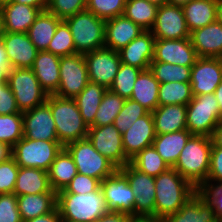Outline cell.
I'll return each instance as SVG.
<instances>
[{
    "instance_id": "cell-3",
    "label": "cell",
    "mask_w": 222,
    "mask_h": 222,
    "mask_svg": "<svg viewBox=\"0 0 222 222\" xmlns=\"http://www.w3.org/2000/svg\"><path fill=\"white\" fill-rule=\"evenodd\" d=\"M46 102L52 112L58 141L63 147L87 138L89 127L84 122L74 98H62L51 94L48 95Z\"/></svg>"
},
{
    "instance_id": "cell-35",
    "label": "cell",
    "mask_w": 222,
    "mask_h": 222,
    "mask_svg": "<svg viewBox=\"0 0 222 222\" xmlns=\"http://www.w3.org/2000/svg\"><path fill=\"white\" fill-rule=\"evenodd\" d=\"M106 90L104 86L89 81L86 87L74 98L88 127L94 123L96 112Z\"/></svg>"
},
{
    "instance_id": "cell-44",
    "label": "cell",
    "mask_w": 222,
    "mask_h": 222,
    "mask_svg": "<svg viewBox=\"0 0 222 222\" xmlns=\"http://www.w3.org/2000/svg\"><path fill=\"white\" fill-rule=\"evenodd\" d=\"M149 111L132 99H126L122 110L116 116L113 125L123 134L140 117L147 115Z\"/></svg>"
},
{
    "instance_id": "cell-28",
    "label": "cell",
    "mask_w": 222,
    "mask_h": 222,
    "mask_svg": "<svg viewBox=\"0 0 222 222\" xmlns=\"http://www.w3.org/2000/svg\"><path fill=\"white\" fill-rule=\"evenodd\" d=\"M55 192L49 182L47 171L37 168L19 167L14 194L33 195Z\"/></svg>"
},
{
    "instance_id": "cell-1",
    "label": "cell",
    "mask_w": 222,
    "mask_h": 222,
    "mask_svg": "<svg viewBox=\"0 0 222 222\" xmlns=\"http://www.w3.org/2000/svg\"><path fill=\"white\" fill-rule=\"evenodd\" d=\"M212 149L211 137L192 135L173 167L196 189L207 180Z\"/></svg>"
},
{
    "instance_id": "cell-36",
    "label": "cell",
    "mask_w": 222,
    "mask_h": 222,
    "mask_svg": "<svg viewBox=\"0 0 222 222\" xmlns=\"http://www.w3.org/2000/svg\"><path fill=\"white\" fill-rule=\"evenodd\" d=\"M158 7L148 0H127L123 15L145 31H150L155 22Z\"/></svg>"
},
{
    "instance_id": "cell-62",
    "label": "cell",
    "mask_w": 222,
    "mask_h": 222,
    "mask_svg": "<svg viewBox=\"0 0 222 222\" xmlns=\"http://www.w3.org/2000/svg\"><path fill=\"white\" fill-rule=\"evenodd\" d=\"M216 20L222 23V0H216Z\"/></svg>"
},
{
    "instance_id": "cell-13",
    "label": "cell",
    "mask_w": 222,
    "mask_h": 222,
    "mask_svg": "<svg viewBox=\"0 0 222 222\" xmlns=\"http://www.w3.org/2000/svg\"><path fill=\"white\" fill-rule=\"evenodd\" d=\"M100 188L110 211L135 216V196L127 177L119 169L101 181Z\"/></svg>"
},
{
    "instance_id": "cell-43",
    "label": "cell",
    "mask_w": 222,
    "mask_h": 222,
    "mask_svg": "<svg viewBox=\"0 0 222 222\" xmlns=\"http://www.w3.org/2000/svg\"><path fill=\"white\" fill-rule=\"evenodd\" d=\"M46 51L60 57L76 54L72 34L64 20L59 22L56 32Z\"/></svg>"
},
{
    "instance_id": "cell-24",
    "label": "cell",
    "mask_w": 222,
    "mask_h": 222,
    "mask_svg": "<svg viewBox=\"0 0 222 222\" xmlns=\"http://www.w3.org/2000/svg\"><path fill=\"white\" fill-rule=\"evenodd\" d=\"M143 31L145 30L124 15L108 19L105 23L104 46L119 51Z\"/></svg>"
},
{
    "instance_id": "cell-48",
    "label": "cell",
    "mask_w": 222,
    "mask_h": 222,
    "mask_svg": "<svg viewBox=\"0 0 222 222\" xmlns=\"http://www.w3.org/2000/svg\"><path fill=\"white\" fill-rule=\"evenodd\" d=\"M19 166L12 156L0 163V194L14 193Z\"/></svg>"
},
{
    "instance_id": "cell-40",
    "label": "cell",
    "mask_w": 222,
    "mask_h": 222,
    "mask_svg": "<svg viewBox=\"0 0 222 222\" xmlns=\"http://www.w3.org/2000/svg\"><path fill=\"white\" fill-rule=\"evenodd\" d=\"M149 70L160 84L168 82H190L191 67L165 62H151Z\"/></svg>"
},
{
    "instance_id": "cell-26",
    "label": "cell",
    "mask_w": 222,
    "mask_h": 222,
    "mask_svg": "<svg viewBox=\"0 0 222 222\" xmlns=\"http://www.w3.org/2000/svg\"><path fill=\"white\" fill-rule=\"evenodd\" d=\"M152 115L156 134L172 133L187 129L186 105H159L152 112Z\"/></svg>"
},
{
    "instance_id": "cell-41",
    "label": "cell",
    "mask_w": 222,
    "mask_h": 222,
    "mask_svg": "<svg viewBox=\"0 0 222 222\" xmlns=\"http://www.w3.org/2000/svg\"><path fill=\"white\" fill-rule=\"evenodd\" d=\"M22 137V113L0 115V143L12 148Z\"/></svg>"
},
{
    "instance_id": "cell-2",
    "label": "cell",
    "mask_w": 222,
    "mask_h": 222,
    "mask_svg": "<svg viewBox=\"0 0 222 222\" xmlns=\"http://www.w3.org/2000/svg\"><path fill=\"white\" fill-rule=\"evenodd\" d=\"M155 188V216L162 218L176 213L197 192L174 168L155 177Z\"/></svg>"
},
{
    "instance_id": "cell-50",
    "label": "cell",
    "mask_w": 222,
    "mask_h": 222,
    "mask_svg": "<svg viewBox=\"0 0 222 222\" xmlns=\"http://www.w3.org/2000/svg\"><path fill=\"white\" fill-rule=\"evenodd\" d=\"M0 222H23L14 193L0 194Z\"/></svg>"
},
{
    "instance_id": "cell-18",
    "label": "cell",
    "mask_w": 222,
    "mask_h": 222,
    "mask_svg": "<svg viewBox=\"0 0 222 222\" xmlns=\"http://www.w3.org/2000/svg\"><path fill=\"white\" fill-rule=\"evenodd\" d=\"M222 81V58L199 57L191 67L192 95L214 93Z\"/></svg>"
},
{
    "instance_id": "cell-25",
    "label": "cell",
    "mask_w": 222,
    "mask_h": 222,
    "mask_svg": "<svg viewBox=\"0 0 222 222\" xmlns=\"http://www.w3.org/2000/svg\"><path fill=\"white\" fill-rule=\"evenodd\" d=\"M59 65L60 56L44 50L38 52L31 68L39 84L48 95L54 94L58 90L60 82Z\"/></svg>"
},
{
    "instance_id": "cell-30",
    "label": "cell",
    "mask_w": 222,
    "mask_h": 222,
    "mask_svg": "<svg viewBox=\"0 0 222 222\" xmlns=\"http://www.w3.org/2000/svg\"><path fill=\"white\" fill-rule=\"evenodd\" d=\"M191 136L192 134L187 129L172 133L156 134L152 145L168 166L173 168Z\"/></svg>"
},
{
    "instance_id": "cell-20",
    "label": "cell",
    "mask_w": 222,
    "mask_h": 222,
    "mask_svg": "<svg viewBox=\"0 0 222 222\" xmlns=\"http://www.w3.org/2000/svg\"><path fill=\"white\" fill-rule=\"evenodd\" d=\"M12 68H32L38 50L27 33L5 32L1 38Z\"/></svg>"
},
{
    "instance_id": "cell-49",
    "label": "cell",
    "mask_w": 222,
    "mask_h": 222,
    "mask_svg": "<svg viewBox=\"0 0 222 222\" xmlns=\"http://www.w3.org/2000/svg\"><path fill=\"white\" fill-rule=\"evenodd\" d=\"M100 181L90 176L78 173L64 190L58 193H74V194H89L100 188Z\"/></svg>"
},
{
    "instance_id": "cell-66",
    "label": "cell",
    "mask_w": 222,
    "mask_h": 222,
    "mask_svg": "<svg viewBox=\"0 0 222 222\" xmlns=\"http://www.w3.org/2000/svg\"><path fill=\"white\" fill-rule=\"evenodd\" d=\"M60 222H76V221H71V220H68V219H61Z\"/></svg>"
},
{
    "instance_id": "cell-60",
    "label": "cell",
    "mask_w": 222,
    "mask_h": 222,
    "mask_svg": "<svg viewBox=\"0 0 222 222\" xmlns=\"http://www.w3.org/2000/svg\"><path fill=\"white\" fill-rule=\"evenodd\" d=\"M214 94L216 96L218 106H219V109H220V116L222 118V81L219 84V86L215 89Z\"/></svg>"
},
{
    "instance_id": "cell-22",
    "label": "cell",
    "mask_w": 222,
    "mask_h": 222,
    "mask_svg": "<svg viewBox=\"0 0 222 222\" xmlns=\"http://www.w3.org/2000/svg\"><path fill=\"white\" fill-rule=\"evenodd\" d=\"M155 37L151 31H143L137 38L119 50L121 63L148 70L154 56Z\"/></svg>"
},
{
    "instance_id": "cell-32",
    "label": "cell",
    "mask_w": 222,
    "mask_h": 222,
    "mask_svg": "<svg viewBox=\"0 0 222 222\" xmlns=\"http://www.w3.org/2000/svg\"><path fill=\"white\" fill-rule=\"evenodd\" d=\"M60 21L47 10L41 11L36 17L27 34L38 51L47 50Z\"/></svg>"
},
{
    "instance_id": "cell-54",
    "label": "cell",
    "mask_w": 222,
    "mask_h": 222,
    "mask_svg": "<svg viewBox=\"0 0 222 222\" xmlns=\"http://www.w3.org/2000/svg\"><path fill=\"white\" fill-rule=\"evenodd\" d=\"M60 221H61V214L58 207H56L52 212L48 214L38 216L36 218L24 222H60Z\"/></svg>"
},
{
    "instance_id": "cell-10",
    "label": "cell",
    "mask_w": 222,
    "mask_h": 222,
    "mask_svg": "<svg viewBox=\"0 0 222 222\" xmlns=\"http://www.w3.org/2000/svg\"><path fill=\"white\" fill-rule=\"evenodd\" d=\"M60 82L54 93L62 98H75L89 83L87 66L83 54L60 57Z\"/></svg>"
},
{
    "instance_id": "cell-57",
    "label": "cell",
    "mask_w": 222,
    "mask_h": 222,
    "mask_svg": "<svg viewBox=\"0 0 222 222\" xmlns=\"http://www.w3.org/2000/svg\"><path fill=\"white\" fill-rule=\"evenodd\" d=\"M130 222H165L164 218L154 215L131 216Z\"/></svg>"
},
{
    "instance_id": "cell-58",
    "label": "cell",
    "mask_w": 222,
    "mask_h": 222,
    "mask_svg": "<svg viewBox=\"0 0 222 222\" xmlns=\"http://www.w3.org/2000/svg\"><path fill=\"white\" fill-rule=\"evenodd\" d=\"M0 67H11L4 44L0 40Z\"/></svg>"
},
{
    "instance_id": "cell-52",
    "label": "cell",
    "mask_w": 222,
    "mask_h": 222,
    "mask_svg": "<svg viewBox=\"0 0 222 222\" xmlns=\"http://www.w3.org/2000/svg\"><path fill=\"white\" fill-rule=\"evenodd\" d=\"M206 181L222 182V147L212 146L209 174Z\"/></svg>"
},
{
    "instance_id": "cell-47",
    "label": "cell",
    "mask_w": 222,
    "mask_h": 222,
    "mask_svg": "<svg viewBox=\"0 0 222 222\" xmlns=\"http://www.w3.org/2000/svg\"><path fill=\"white\" fill-rule=\"evenodd\" d=\"M87 0H48L46 10L61 20L86 10Z\"/></svg>"
},
{
    "instance_id": "cell-39",
    "label": "cell",
    "mask_w": 222,
    "mask_h": 222,
    "mask_svg": "<svg viewBox=\"0 0 222 222\" xmlns=\"http://www.w3.org/2000/svg\"><path fill=\"white\" fill-rule=\"evenodd\" d=\"M193 98L190 82H168L159 87V105H187Z\"/></svg>"
},
{
    "instance_id": "cell-9",
    "label": "cell",
    "mask_w": 222,
    "mask_h": 222,
    "mask_svg": "<svg viewBox=\"0 0 222 222\" xmlns=\"http://www.w3.org/2000/svg\"><path fill=\"white\" fill-rule=\"evenodd\" d=\"M7 83L20 112L33 109L47 100L48 94L31 68H12L8 73Z\"/></svg>"
},
{
    "instance_id": "cell-6",
    "label": "cell",
    "mask_w": 222,
    "mask_h": 222,
    "mask_svg": "<svg viewBox=\"0 0 222 222\" xmlns=\"http://www.w3.org/2000/svg\"><path fill=\"white\" fill-rule=\"evenodd\" d=\"M63 148L59 141L31 140L22 137L11 148V156L19 167L48 171Z\"/></svg>"
},
{
    "instance_id": "cell-11",
    "label": "cell",
    "mask_w": 222,
    "mask_h": 222,
    "mask_svg": "<svg viewBox=\"0 0 222 222\" xmlns=\"http://www.w3.org/2000/svg\"><path fill=\"white\" fill-rule=\"evenodd\" d=\"M87 138L93 147L117 169L130 163V160L124 153L122 134L113 123L101 127L90 126Z\"/></svg>"
},
{
    "instance_id": "cell-56",
    "label": "cell",
    "mask_w": 222,
    "mask_h": 222,
    "mask_svg": "<svg viewBox=\"0 0 222 222\" xmlns=\"http://www.w3.org/2000/svg\"><path fill=\"white\" fill-rule=\"evenodd\" d=\"M211 139L212 146L222 147V121L214 129Z\"/></svg>"
},
{
    "instance_id": "cell-34",
    "label": "cell",
    "mask_w": 222,
    "mask_h": 222,
    "mask_svg": "<svg viewBox=\"0 0 222 222\" xmlns=\"http://www.w3.org/2000/svg\"><path fill=\"white\" fill-rule=\"evenodd\" d=\"M52 189L58 193L64 190L71 180L78 174L72 156L63 148L47 171Z\"/></svg>"
},
{
    "instance_id": "cell-21",
    "label": "cell",
    "mask_w": 222,
    "mask_h": 222,
    "mask_svg": "<svg viewBox=\"0 0 222 222\" xmlns=\"http://www.w3.org/2000/svg\"><path fill=\"white\" fill-rule=\"evenodd\" d=\"M0 10L5 32L27 33L39 13L46 8H36L27 4L0 0Z\"/></svg>"
},
{
    "instance_id": "cell-17",
    "label": "cell",
    "mask_w": 222,
    "mask_h": 222,
    "mask_svg": "<svg viewBox=\"0 0 222 222\" xmlns=\"http://www.w3.org/2000/svg\"><path fill=\"white\" fill-rule=\"evenodd\" d=\"M198 58L190 38L155 39L152 62H165L192 67Z\"/></svg>"
},
{
    "instance_id": "cell-23",
    "label": "cell",
    "mask_w": 222,
    "mask_h": 222,
    "mask_svg": "<svg viewBox=\"0 0 222 222\" xmlns=\"http://www.w3.org/2000/svg\"><path fill=\"white\" fill-rule=\"evenodd\" d=\"M192 46L201 58H222V23L217 20L190 33Z\"/></svg>"
},
{
    "instance_id": "cell-42",
    "label": "cell",
    "mask_w": 222,
    "mask_h": 222,
    "mask_svg": "<svg viewBox=\"0 0 222 222\" xmlns=\"http://www.w3.org/2000/svg\"><path fill=\"white\" fill-rule=\"evenodd\" d=\"M142 71L143 70L139 68L121 63L119 71L109 90L125 99H130L134 83Z\"/></svg>"
},
{
    "instance_id": "cell-45",
    "label": "cell",
    "mask_w": 222,
    "mask_h": 222,
    "mask_svg": "<svg viewBox=\"0 0 222 222\" xmlns=\"http://www.w3.org/2000/svg\"><path fill=\"white\" fill-rule=\"evenodd\" d=\"M127 0H87L86 9L97 17L108 20L124 14Z\"/></svg>"
},
{
    "instance_id": "cell-65",
    "label": "cell",
    "mask_w": 222,
    "mask_h": 222,
    "mask_svg": "<svg viewBox=\"0 0 222 222\" xmlns=\"http://www.w3.org/2000/svg\"><path fill=\"white\" fill-rule=\"evenodd\" d=\"M151 3H154L158 6H162L164 4H167L168 0H148Z\"/></svg>"
},
{
    "instance_id": "cell-38",
    "label": "cell",
    "mask_w": 222,
    "mask_h": 222,
    "mask_svg": "<svg viewBox=\"0 0 222 222\" xmlns=\"http://www.w3.org/2000/svg\"><path fill=\"white\" fill-rule=\"evenodd\" d=\"M125 100V98L107 89L91 126L101 127L112 124L122 110Z\"/></svg>"
},
{
    "instance_id": "cell-7",
    "label": "cell",
    "mask_w": 222,
    "mask_h": 222,
    "mask_svg": "<svg viewBox=\"0 0 222 222\" xmlns=\"http://www.w3.org/2000/svg\"><path fill=\"white\" fill-rule=\"evenodd\" d=\"M186 109L187 130L192 135L211 137L216 126L222 121L214 93L193 96Z\"/></svg>"
},
{
    "instance_id": "cell-64",
    "label": "cell",
    "mask_w": 222,
    "mask_h": 222,
    "mask_svg": "<svg viewBox=\"0 0 222 222\" xmlns=\"http://www.w3.org/2000/svg\"><path fill=\"white\" fill-rule=\"evenodd\" d=\"M4 22H3V16H2V12L0 10V40L1 38L4 36Z\"/></svg>"
},
{
    "instance_id": "cell-51",
    "label": "cell",
    "mask_w": 222,
    "mask_h": 222,
    "mask_svg": "<svg viewBox=\"0 0 222 222\" xmlns=\"http://www.w3.org/2000/svg\"><path fill=\"white\" fill-rule=\"evenodd\" d=\"M22 113L17 107L15 96L8 83L0 84V115Z\"/></svg>"
},
{
    "instance_id": "cell-31",
    "label": "cell",
    "mask_w": 222,
    "mask_h": 222,
    "mask_svg": "<svg viewBox=\"0 0 222 222\" xmlns=\"http://www.w3.org/2000/svg\"><path fill=\"white\" fill-rule=\"evenodd\" d=\"M160 83L153 73L143 70L136 79L130 99L138 102L149 112H153L158 106V94Z\"/></svg>"
},
{
    "instance_id": "cell-8",
    "label": "cell",
    "mask_w": 222,
    "mask_h": 222,
    "mask_svg": "<svg viewBox=\"0 0 222 222\" xmlns=\"http://www.w3.org/2000/svg\"><path fill=\"white\" fill-rule=\"evenodd\" d=\"M64 148L72 156L78 173L98 179L100 182L118 170L93 147L88 138L69 143Z\"/></svg>"
},
{
    "instance_id": "cell-4",
    "label": "cell",
    "mask_w": 222,
    "mask_h": 222,
    "mask_svg": "<svg viewBox=\"0 0 222 222\" xmlns=\"http://www.w3.org/2000/svg\"><path fill=\"white\" fill-rule=\"evenodd\" d=\"M57 207L61 219L76 222H95L108 213L101 188L89 194L57 193Z\"/></svg>"
},
{
    "instance_id": "cell-63",
    "label": "cell",
    "mask_w": 222,
    "mask_h": 222,
    "mask_svg": "<svg viewBox=\"0 0 222 222\" xmlns=\"http://www.w3.org/2000/svg\"><path fill=\"white\" fill-rule=\"evenodd\" d=\"M190 1H192V0H168L167 4L182 7L183 5L189 3Z\"/></svg>"
},
{
    "instance_id": "cell-33",
    "label": "cell",
    "mask_w": 222,
    "mask_h": 222,
    "mask_svg": "<svg viewBox=\"0 0 222 222\" xmlns=\"http://www.w3.org/2000/svg\"><path fill=\"white\" fill-rule=\"evenodd\" d=\"M182 10L190 33L216 21V0H192Z\"/></svg>"
},
{
    "instance_id": "cell-19",
    "label": "cell",
    "mask_w": 222,
    "mask_h": 222,
    "mask_svg": "<svg viewBox=\"0 0 222 222\" xmlns=\"http://www.w3.org/2000/svg\"><path fill=\"white\" fill-rule=\"evenodd\" d=\"M156 137L152 112L137 119L122 134V143L126 157L131 160L144 148L153 144Z\"/></svg>"
},
{
    "instance_id": "cell-14",
    "label": "cell",
    "mask_w": 222,
    "mask_h": 222,
    "mask_svg": "<svg viewBox=\"0 0 222 222\" xmlns=\"http://www.w3.org/2000/svg\"><path fill=\"white\" fill-rule=\"evenodd\" d=\"M119 170L127 177L135 196V216H155V177L138 171L130 163Z\"/></svg>"
},
{
    "instance_id": "cell-29",
    "label": "cell",
    "mask_w": 222,
    "mask_h": 222,
    "mask_svg": "<svg viewBox=\"0 0 222 222\" xmlns=\"http://www.w3.org/2000/svg\"><path fill=\"white\" fill-rule=\"evenodd\" d=\"M17 205L24 222L52 212L57 207V193L19 195L17 196Z\"/></svg>"
},
{
    "instance_id": "cell-15",
    "label": "cell",
    "mask_w": 222,
    "mask_h": 222,
    "mask_svg": "<svg viewBox=\"0 0 222 222\" xmlns=\"http://www.w3.org/2000/svg\"><path fill=\"white\" fill-rule=\"evenodd\" d=\"M150 31L155 39L190 38L182 7L170 4L158 7L155 22Z\"/></svg>"
},
{
    "instance_id": "cell-27",
    "label": "cell",
    "mask_w": 222,
    "mask_h": 222,
    "mask_svg": "<svg viewBox=\"0 0 222 222\" xmlns=\"http://www.w3.org/2000/svg\"><path fill=\"white\" fill-rule=\"evenodd\" d=\"M165 222H219L212 206L197 192L174 214L164 218Z\"/></svg>"
},
{
    "instance_id": "cell-61",
    "label": "cell",
    "mask_w": 222,
    "mask_h": 222,
    "mask_svg": "<svg viewBox=\"0 0 222 222\" xmlns=\"http://www.w3.org/2000/svg\"><path fill=\"white\" fill-rule=\"evenodd\" d=\"M11 67H0V84H5L8 81V73Z\"/></svg>"
},
{
    "instance_id": "cell-55",
    "label": "cell",
    "mask_w": 222,
    "mask_h": 222,
    "mask_svg": "<svg viewBox=\"0 0 222 222\" xmlns=\"http://www.w3.org/2000/svg\"><path fill=\"white\" fill-rule=\"evenodd\" d=\"M6 2H15L19 4H27L36 8H47L48 0H5Z\"/></svg>"
},
{
    "instance_id": "cell-12",
    "label": "cell",
    "mask_w": 222,
    "mask_h": 222,
    "mask_svg": "<svg viewBox=\"0 0 222 222\" xmlns=\"http://www.w3.org/2000/svg\"><path fill=\"white\" fill-rule=\"evenodd\" d=\"M84 58L89 81L109 89L120 68L119 52L104 46L84 54Z\"/></svg>"
},
{
    "instance_id": "cell-59",
    "label": "cell",
    "mask_w": 222,
    "mask_h": 222,
    "mask_svg": "<svg viewBox=\"0 0 222 222\" xmlns=\"http://www.w3.org/2000/svg\"><path fill=\"white\" fill-rule=\"evenodd\" d=\"M11 156V148L7 145L0 143V163Z\"/></svg>"
},
{
    "instance_id": "cell-37",
    "label": "cell",
    "mask_w": 222,
    "mask_h": 222,
    "mask_svg": "<svg viewBox=\"0 0 222 222\" xmlns=\"http://www.w3.org/2000/svg\"><path fill=\"white\" fill-rule=\"evenodd\" d=\"M130 164L138 171L153 177L160 175L170 168L153 145L140 151L130 160Z\"/></svg>"
},
{
    "instance_id": "cell-53",
    "label": "cell",
    "mask_w": 222,
    "mask_h": 222,
    "mask_svg": "<svg viewBox=\"0 0 222 222\" xmlns=\"http://www.w3.org/2000/svg\"><path fill=\"white\" fill-rule=\"evenodd\" d=\"M131 216L109 211L105 213L103 216L99 217L95 222H130Z\"/></svg>"
},
{
    "instance_id": "cell-46",
    "label": "cell",
    "mask_w": 222,
    "mask_h": 222,
    "mask_svg": "<svg viewBox=\"0 0 222 222\" xmlns=\"http://www.w3.org/2000/svg\"><path fill=\"white\" fill-rule=\"evenodd\" d=\"M197 193L212 206L217 220L222 222V182L204 181Z\"/></svg>"
},
{
    "instance_id": "cell-16",
    "label": "cell",
    "mask_w": 222,
    "mask_h": 222,
    "mask_svg": "<svg viewBox=\"0 0 222 222\" xmlns=\"http://www.w3.org/2000/svg\"><path fill=\"white\" fill-rule=\"evenodd\" d=\"M23 137L31 140L58 141L56 126L47 102L22 112Z\"/></svg>"
},
{
    "instance_id": "cell-5",
    "label": "cell",
    "mask_w": 222,
    "mask_h": 222,
    "mask_svg": "<svg viewBox=\"0 0 222 222\" xmlns=\"http://www.w3.org/2000/svg\"><path fill=\"white\" fill-rule=\"evenodd\" d=\"M64 21L72 34L76 53L84 55L104 47L106 20L86 9Z\"/></svg>"
}]
</instances>
